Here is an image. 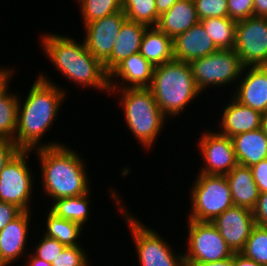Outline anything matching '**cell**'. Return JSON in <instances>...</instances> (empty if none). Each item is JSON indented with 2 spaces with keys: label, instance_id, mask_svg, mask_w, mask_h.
I'll return each instance as SVG.
<instances>
[{
  "label": "cell",
  "instance_id": "cell-1",
  "mask_svg": "<svg viewBox=\"0 0 267 266\" xmlns=\"http://www.w3.org/2000/svg\"><path fill=\"white\" fill-rule=\"evenodd\" d=\"M45 73L42 71L36 75L24 99L23 95H18L17 129L13 141L20 150L33 151L65 144L61 140L48 142L44 139L57 122L61 106L69 93L67 88L60 86Z\"/></svg>",
  "mask_w": 267,
  "mask_h": 266
},
{
  "label": "cell",
  "instance_id": "cell-2",
  "mask_svg": "<svg viewBox=\"0 0 267 266\" xmlns=\"http://www.w3.org/2000/svg\"><path fill=\"white\" fill-rule=\"evenodd\" d=\"M40 36L41 50L61 77L83 91L92 88L109 94V74L104 65L87 50L83 40L77 41L72 36L48 31L40 33Z\"/></svg>",
  "mask_w": 267,
  "mask_h": 266
},
{
  "label": "cell",
  "instance_id": "cell-3",
  "mask_svg": "<svg viewBox=\"0 0 267 266\" xmlns=\"http://www.w3.org/2000/svg\"><path fill=\"white\" fill-rule=\"evenodd\" d=\"M33 154L38 157L41 169L40 195L43 193L41 196L51 199L50 203L59 198L84 195L92 189L87 162L69 145L39 148L33 150Z\"/></svg>",
  "mask_w": 267,
  "mask_h": 266
},
{
  "label": "cell",
  "instance_id": "cell-4",
  "mask_svg": "<svg viewBox=\"0 0 267 266\" xmlns=\"http://www.w3.org/2000/svg\"><path fill=\"white\" fill-rule=\"evenodd\" d=\"M149 89L168 122L181 117L197 97L202 98L188 62L173 60L156 66Z\"/></svg>",
  "mask_w": 267,
  "mask_h": 266
},
{
  "label": "cell",
  "instance_id": "cell-5",
  "mask_svg": "<svg viewBox=\"0 0 267 266\" xmlns=\"http://www.w3.org/2000/svg\"><path fill=\"white\" fill-rule=\"evenodd\" d=\"M109 95L118 98L123 110L124 122L143 150L152 151L160 133L166 127L167 117L158 107L149 88H125L110 90Z\"/></svg>",
  "mask_w": 267,
  "mask_h": 266
},
{
  "label": "cell",
  "instance_id": "cell-6",
  "mask_svg": "<svg viewBox=\"0 0 267 266\" xmlns=\"http://www.w3.org/2000/svg\"><path fill=\"white\" fill-rule=\"evenodd\" d=\"M109 188V198L114 201V205L117 207V212L121 213L123 219L127 224V228L131 235L134 245V253L137 257L139 266H186L185 259L183 256V249L180 251L174 249L170 242L161 236L160 231H157L149 226L148 223L145 225L144 221H141L137 215L131 214L124 205L125 202L121 198L120 192L113 186ZM122 199V200H121ZM124 202V203H123ZM137 217V218H136ZM148 225V226H147ZM151 227V228H150ZM166 239V240H165ZM168 241V242H167ZM136 250V251H135Z\"/></svg>",
  "mask_w": 267,
  "mask_h": 266
},
{
  "label": "cell",
  "instance_id": "cell-7",
  "mask_svg": "<svg viewBox=\"0 0 267 266\" xmlns=\"http://www.w3.org/2000/svg\"><path fill=\"white\" fill-rule=\"evenodd\" d=\"M195 177L187 196L190 210L186 219L212 222L234 205L228 180L225 175L198 173Z\"/></svg>",
  "mask_w": 267,
  "mask_h": 266
},
{
  "label": "cell",
  "instance_id": "cell-8",
  "mask_svg": "<svg viewBox=\"0 0 267 266\" xmlns=\"http://www.w3.org/2000/svg\"><path fill=\"white\" fill-rule=\"evenodd\" d=\"M189 64L195 83L202 93H208L207 89H223L232 84L234 91L236 82L241 78L245 68L234 49L217 50L205 57L192 60Z\"/></svg>",
  "mask_w": 267,
  "mask_h": 266
},
{
  "label": "cell",
  "instance_id": "cell-9",
  "mask_svg": "<svg viewBox=\"0 0 267 266\" xmlns=\"http://www.w3.org/2000/svg\"><path fill=\"white\" fill-rule=\"evenodd\" d=\"M31 153L32 150H19L0 173V201L12 203L22 211H33L32 195L37 177L29 166Z\"/></svg>",
  "mask_w": 267,
  "mask_h": 266
},
{
  "label": "cell",
  "instance_id": "cell-10",
  "mask_svg": "<svg viewBox=\"0 0 267 266\" xmlns=\"http://www.w3.org/2000/svg\"><path fill=\"white\" fill-rule=\"evenodd\" d=\"M186 223L187 242L183 245H186L183 249L185 264L215 262L233 256L234 252L211 222L187 219Z\"/></svg>",
  "mask_w": 267,
  "mask_h": 266
},
{
  "label": "cell",
  "instance_id": "cell-11",
  "mask_svg": "<svg viewBox=\"0 0 267 266\" xmlns=\"http://www.w3.org/2000/svg\"><path fill=\"white\" fill-rule=\"evenodd\" d=\"M197 151L203 162L197 173L227 175L238 164L232 139L211 129L202 130Z\"/></svg>",
  "mask_w": 267,
  "mask_h": 266
},
{
  "label": "cell",
  "instance_id": "cell-12",
  "mask_svg": "<svg viewBox=\"0 0 267 266\" xmlns=\"http://www.w3.org/2000/svg\"><path fill=\"white\" fill-rule=\"evenodd\" d=\"M234 50L245 67L267 66V18L237 21Z\"/></svg>",
  "mask_w": 267,
  "mask_h": 266
},
{
  "label": "cell",
  "instance_id": "cell-13",
  "mask_svg": "<svg viewBox=\"0 0 267 266\" xmlns=\"http://www.w3.org/2000/svg\"><path fill=\"white\" fill-rule=\"evenodd\" d=\"M127 20L121 10L101 19L83 24L85 36L82 38L87 50L102 64L111 56L115 39L123 23Z\"/></svg>",
  "mask_w": 267,
  "mask_h": 266
},
{
  "label": "cell",
  "instance_id": "cell-14",
  "mask_svg": "<svg viewBox=\"0 0 267 266\" xmlns=\"http://www.w3.org/2000/svg\"><path fill=\"white\" fill-rule=\"evenodd\" d=\"M233 252H240L254 228L253 211L233 205L211 222Z\"/></svg>",
  "mask_w": 267,
  "mask_h": 266
},
{
  "label": "cell",
  "instance_id": "cell-15",
  "mask_svg": "<svg viewBox=\"0 0 267 266\" xmlns=\"http://www.w3.org/2000/svg\"><path fill=\"white\" fill-rule=\"evenodd\" d=\"M31 213L33 211H22L0 231V252L2 260L8 266H14L15 262L20 264V259L24 262V259L29 253L27 241L30 238L29 233L32 231L30 230L32 228Z\"/></svg>",
  "mask_w": 267,
  "mask_h": 266
},
{
  "label": "cell",
  "instance_id": "cell-16",
  "mask_svg": "<svg viewBox=\"0 0 267 266\" xmlns=\"http://www.w3.org/2000/svg\"><path fill=\"white\" fill-rule=\"evenodd\" d=\"M232 96L245 106L267 113V66L245 67Z\"/></svg>",
  "mask_w": 267,
  "mask_h": 266
},
{
  "label": "cell",
  "instance_id": "cell-17",
  "mask_svg": "<svg viewBox=\"0 0 267 266\" xmlns=\"http://www.w3.org/2000/svg\"><path fill=\"white\" fill-rule=\"evenodd\" d=\"M229 103L223 104L224 108L221 109V114H217L219 120L215 130L229 138L241 133L253 131L261 127L262 113L254 110L248 106L241 104L232 95L230 96ZM218 125V126H217ZM219 127V128H217ZM219 130V131H218Z\"/></svg>",
  "mask_w": 267,
  "mask_h": 266
},
{
  "label": "cell",
  "instance_id": "cell-18",
  "mask_svg": "<svg viewBox=\"0 0 267 266\" xmlns=\"http://www.w3.org/2000/svg\"><path fill=\"white\" fill-rule=\"evenodd\" d=\"M154 68L139 52L133 54L109 73L110 90L149 88Z\"/></svg>",
  "mask_w": 267,
  "mask_h": 266
},
{
  "label": "cell",
  "instance_id": "cell-19",
  "mask_svg": "<svg viewBox=\"0 0 267 266\" xmlns=\"http://www.w3.org/2000/svg\"><path fill=\"white\" fill-rule=\"evenodd\" d=\"M219 50L199 21L173 39L174 60L188 62Z\"/></svg>",
  "mask_w": 267,
  "mask_h": 266
},
{
  "label": "cell",
  "instance_id": "cell-20",
  "mask_svg": "<svg viewBox=\"0 0 267 266\" xmlns=\"http://www.w3.org/2000/svg\"><path fill=\"white\" fill-rule=\"evenodd\" d=\"M148 26L131 20H126L115 39L110 58L103 64L109 74L120 62L140 51L144 32Z\"/></svg>",
  "mask_w": 267,
  "mask_h": 266
},
{
  "label": "cell",
  "instance_id": "cell-21",
  "mask_svg": "<svg viewBox=\"0 0 267 266\" xmlns=\"http://www.w3.org/2000/svg\"><path fill=\"white\" fill-rule=\"evenodd\" d=\"M225 176L230 186L233 204L253 210L256 207L260 192L254 181L251 167L237 164Z\"/></svg>",
  "mask_w": 267,
  "mask_h": 266
},
{
  "label": "cell",
  "instance_id": "cell-22",
  "mask_svg": "<svg viewBox=\"0 0 267 266\" xmlns=\"http://www.w3.org/2000/svg\"><path fill=\"white\" fill-rule=\"evenodd\" d=\"M200 20L193 0H179L169 10L160 15L157 28L174 39Z\"/></svg>",
  "mask_w": 267,
  "mask_h": 266
},
{
  "label": "cell",
  "instance_id": "cell-23",
  "mask_svg": "<svg viewBox=\"0 0 267 266\" xmlns=\"http://www.w3.org/2000/svg\"><path fill=\"white\" fill-rule=\"evenodd\" d=\"M231 139L238 164L252 167L267 159V135L261 128L238 134Z\"/></svg>",
  "mask_w": 267,
  "mask_h": 266
},
{
  "label": "cell",
  "instance_id": "cell-24",
  "mask_svg": "<svg viewBox=\"0 0 267 266\" xmlns=\"http://www.w3.org/2000/svg\"><path fill=\"white\" fill-rule=\"evenodd\" d=\"M139 53L154 67L173 61V39L157 27H148L143 34Z\"/></svg>",
  "mask_w": 267,
  "mask_h": 266
},
{
  "label": "cell",
  "instance_id": "cell-25",
  "mask_svg": "<svg viewBox=\"0 0 267 266\" xmlns=\"http://www.w3.org/2000/svg\"><path fill=\"white\" fill-rule=\"evenodd\" d=\"M92 190L84 195L56 199L47 207L56 216L78 223L86 229V224L92 215L90 214Z\"/></svg>",
  "mask_w": 267,
  "mask_h": 266
},
{
  "label": "cell",
  "instance_id": "cell-26",
  "mask_svg": "<svg viewBox=\"0 0 267 266\" xmlns=\"http://www.w3.org/2000/svg\"><path fill=\"white\" fill-rule=\"evenodd\" d=\"M44 208H46L45 212L48 213H45V217L43 215L46 222L44 221L45 224L40 223V225H45L43 226V231H39L40 234L43 232V235L56 239L66 247L83 245L80 244L81 242L79 241V238L84 234V229L80 224L56 216L46 206H44Z\"/></svg>",
  "mask_w": 267,
  "mask_h": 266
},
{
  "label": "cell",
  "instance_id": "cell-27",
  "mask_svg": "<svg viewBox=\"0 0 267 266\" xmlns=\"http://www.w3.org/2000/svg\"><path fill=\"white\" fill-rule=\"evenodd\" d=\"M11 82L10 80L0 90V138L14 140L17 129L18 94L14 90L10 91Z\"/></svg>",
  "mask_w": 267,
  "mask_h": 266
},
{
  "label": "cell",
  "instance_id": "cell-28",
  "mask_svg": "<svg viewBox=\"0 0 267 266\" xmlns=\"http://www.w3.org/2000/svg\"><path fill=\"white\" fill-rule=\"evenodd\" d=\"M200 22L219 50L234 49L236 21L229 17H211Z\"/></svg>",
  "mask_w": 267,
  "mask_h": 266
},
{
  "label": "cell",
  "instance_id": "cell-29",
  "mask_svg": "<svg viewBox=\"0 0 267 266\" xmlns=\"http://www.w3.org/2000/svg\"><path fill=\"white\" fill-rule=\"evenodd\" d=\"M122 11L128 20L148 27H156L160 18L156 0H122Z\"/></svg>",
  "mask_w": 267,
  "mask_h": 266
},
{
  "label": "cell",
  "instance_id": "cell-30",
  "mask_svg": "<svg viewBox=\"0 0 267 266\" xmlns=\"http://www.w3.org/2000/svg\"><path fill=\"white\" fill-rule=\"evenodd\" d=\"M82 24L114 14L122 10V0H76Z\"/></svg>",
  "mask_w": 267,
  "mask_h": 266
},
{
  "label": "cell",
  "instance_id": "cell-31",
  "mask_svg": "<svg viewBox=\"0 0 267 266\" xmlns=\"http://www.w3.org/2000/svg\"><path fill=\"white\" fill-rule=\"evenodd\" d=\"M240 253L267 266V227L255 225Z\"/></svg>",
  "mask_w": 267,
  "mask_h": 266
},
{
  "label": "cell",
  "instance_id": "cell-32",
  "mask_svg": "<svg viewBox=\"0 0 267 266\" xmlns=\"http://www.w3.org/2000/svg\"><path fill=\"white\" fill-rule=\"evenodd\" d=\"M82 245L65 247L52 261V266H90L89 253Z\"/></svg>",
  "mask_w": 267,
  "mask_h": 266
},
{
  "label": "cell",
  "instance_id": "cell-33",
  "mask_svg": "<svg viewBox=\"0 0 267 266\" xmlns=\"http://www.w3.org/2000/svg\"><path fill=\"white\" fill-rule=\"evenodd\" d=\"M40 238L39 242H37L34 247L32 246V249L30 248V252L35 257L51 264L66 246L56 239L49 238L43 234H41Z\"/></svg>",
  "mask_w": 267,
  "mask_h": 266
},
{
  "label": "cell",
  "instance_id": "cell-34",
  "mask_svg": "<svg viewBox=\"0 0 267 266\" xmlns=\"http://www.w3.org/2000/svg\"><path fill=\"white\" fill-rule=\"evenodd\" d=\"M199 20L211 17H228L227 0H193Z\"/></svg>",
  "mask_w": 267,
  "mask_h": 266
},
{
  "label": "cell",
  "instance_id": "cell-35",
  "mask_svg": "<svg viewBox=\"0 0 267 266\" xmlns=\"http://www.w3.org/2000/svg\"><path fill=\"white\" fill-rule=\"evenodd\" d=\"M228 17L240 21L254 16L253 0H227Z\"/></svg>",
  "mask_w": 267,
  "mask_h": 266
},
{
  "label": "cell",
  "instance_id": "cell-36",
  "mask_svg": "<svg viewBox=\"0 0 267 266\" xmlns=\"http://www.w3.org/2000/svg\"><path fill=\"white\" fill-rule=\"evenodd\" d=\"M19 150L13 140L0 138V173Z\"/></svg>",
  "mask_w": 267,
  "mask_h": 266
},
{
  "label": "cell",
  "instance_id": "cell-37",
  "mask_svg": "<svg viewBox=\"0 0 267 266\" xmlns=\"http://www.w3.org/2000/svg\"><path fill=\"white\" fill-rule=\"evenodd\" d=\"M253 178L260 193L267 192V159L261 160L251 167Z\"/></svg>",
  "mask_w": 267,
  "mask_h": 266
},
{
  "label": "cell",
  "instance_id": "cell-38",
  "mask_svg": "<svg viewBox=\"0 0 267 266\" xmlns=\"http://www.w3.org/2000/svg\"><path fill=\"white\" fill-rule=\"evenodd\" d=\"M22 210L12 203L0 201V231L14 220Z\"/></svg>",
  "mask_w": 267,
  "mask_h": 266
},
{
  "label": "cell",
  "instance_id": "cell-39",
  "mask_svg": "<svg viewBox=\"0 0 267 266\" xmlns=\"http://www.w3.org/2000/svg\"><path fill=\"white\" fill-rule=\"evenodd\" d=\"M252 211L255 224L267 227V192L260 193L256 207Z\"/></svg>",
  "mask_w": 267,
  "mask_h": 266
},
{
  "label": "cell",
  "instance_id": "cell-40",
  "mask_svg": "<svg viewBox=\"0 0 267 266\" xmlns=\"http://www.w3.org/2000/svg\"><path fill=\"white\" fill-rule=\"evenodd\" d=\"M15 67L11 66L9 64V68L6 66L0 65V90L10 81L12 80V77L14 78V73L16 69Z\"/></svg>",
  "mask_w": 267,
  "mask_h": 266
},
{
  "label": "cell",
  "instance_id": "cell-41",
  "mask_svg": "<svg viewBox=\"0 0 267 266\" xmlns=\"http://www.w3.org/2000/svg\"><path fill=\"white\" fill-rule=\"evenodd\" d=\"M186 266H235V252L232 257L227 259L215 261V262H205L197 264H185Z\"/></svg>",
  "mask_w": 267,
  "mask_h": 266
},
{
  "label": "cell",
  "instance_id": "cell-42",
  "mask_svg": "<svg viewBox=\"0 0 267 266\" xmlns=\"http://www.w3.org/2000/svg\"><path fill=\"white\" fill-rule=\"evenodd\" d=\"M254 16L267 18V0H253Z\"/></svg>",
  "mask_w": 267,
  "mask_h": 266
},
{
  "label": "cell",
  "instance_id": "cell-43",
  "mask_svg": "<svg viewBox=\"0 0 267 266\" xmlns=\"http://www.w3.org/2000/svg\"><path fill=\"white\" fill-rule=\"evenodd\" d=\"M235 266H263L254 260L245 257L240 252H235Z\"/></svg>",
  "mask_w": 267,
  "mask_h": 266
},
{
  "label": "cell",
  "instance_id": "cell-44",
  "mask_svg": "<svg viewBox=\"0 0 267 266\" xmlns=\"http://www.w3.org/2000/svg\"><path fill=\"white\" fill-rule=\"evenodd\" d=\"M25 263H22L23 266H52L50 263L35 257L32 253H28L25 258Z\"/></svg>",
  "mask_w": 267,
  "mask_h": 266
},
{
  "label": "cell",
  "instance_id": "cell-45",
  "mask_svg": "<svg viewBox=\"0 0 267 266\" xmlns=\"http://www.w3.org/2000/svg\"><path fill=\"white\" fill-rule=\"evenodd\" d=\"M179 0H156V8L158 15H162L169 10Z\"/></svg>",
  "mask_w": 267,
  "mask_h": 266
},
{
  "label": "cell",
  "instance_id": "cell-46",
  "mask_svg": "<svg viewBox=\"0 0 267 266\" xmlns=\"http://www.w3.org/2000/svg\"><path fill=\"white\" fill-rule=\"evenodd\" d=\"M260 128L267 135V113L262 115Z\"/></svg>",
  "mask_w": 267,
  "mask_h": 266
},
{
  "label": "cell",
  "instance_id": "cell-47",
  "mask_svg": "<svg viewBox=\"0 0 267 266\" xmlns=\"http://www.w3.org/2000/svg\"><path fill=\"white\" fill-rule=\"evenodd\" d=\"M0 266H8V265L2 260L1 252H0Z\"/></svg>",
  "mask_w": 267,
  "mask_h": 266
}]
</instances>
